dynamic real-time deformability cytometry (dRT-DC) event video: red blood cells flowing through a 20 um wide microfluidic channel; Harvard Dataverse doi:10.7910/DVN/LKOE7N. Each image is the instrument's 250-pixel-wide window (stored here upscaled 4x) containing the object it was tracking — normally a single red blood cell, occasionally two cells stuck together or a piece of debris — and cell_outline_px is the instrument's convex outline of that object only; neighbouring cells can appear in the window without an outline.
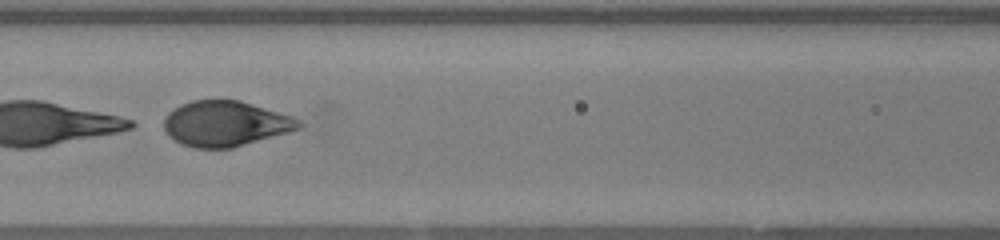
{"species": "human", "species_latin": "Homo sapiens", "temperature_condition": "warm", "stored_images_in_passage": 24, "segment_of_instrument_passage": [2, 2], "camera_frame_rate_fps": 3000, "um_per_image_px": 0.085, "donor": {"sex": "female"}, "frame": {"image": 1, "passage_image": 21, "time_ms": 6.667, "image_size_px": [1000, 240], "cell_outline_px": [[304, 124], [300, 128], [288, 132], [232, 148], [192, 148], [176, 140], [164, 128], [164, 116], [168, 112], [180, 104], [192, 100], [240, 100], [292, 116], [300, 120]], "centroid_in_image_um": [19.17, 10.5], "position_along_channel_um": 147.4, "area_um2": 35.49}}